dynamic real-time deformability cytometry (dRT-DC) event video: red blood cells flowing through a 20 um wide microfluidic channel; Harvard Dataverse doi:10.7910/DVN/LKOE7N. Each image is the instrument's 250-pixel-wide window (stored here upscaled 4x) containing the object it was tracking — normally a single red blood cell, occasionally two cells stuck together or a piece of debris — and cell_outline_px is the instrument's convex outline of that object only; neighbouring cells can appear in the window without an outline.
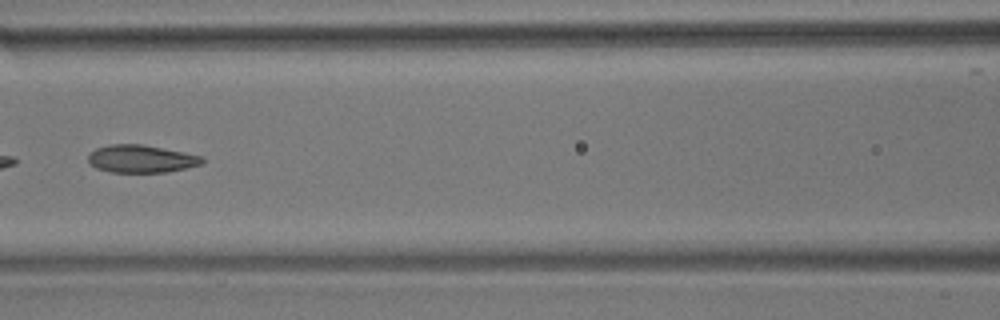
{"species": "common noctule bat (a hibernating species)", "species_latin": "Nyctalus noctula", "temperature_condition": "room temperature", "stored_images_in_passage": 12, "camera_frame_rate_fps": 3000, "um_per_image_px": 0.085, "animal": {"sex": "male", "body_mass_g": 17.9}, "frame": {"image": 1, "passage_image": 7, "time_ms": 7.667, "image_size_px": [1000, 320], "cell_outline_px": [[204, 164], [168, 172], [112, 172], [96, 168], [88, 160], [88, 156], [96, 148], [112, 144], [140, 144], [184, 152], [204, 156]], "centroid_in_image_um": [12.05, 13.5], "position_along_channel_um": 154.5, "area_um2": 18.32}}
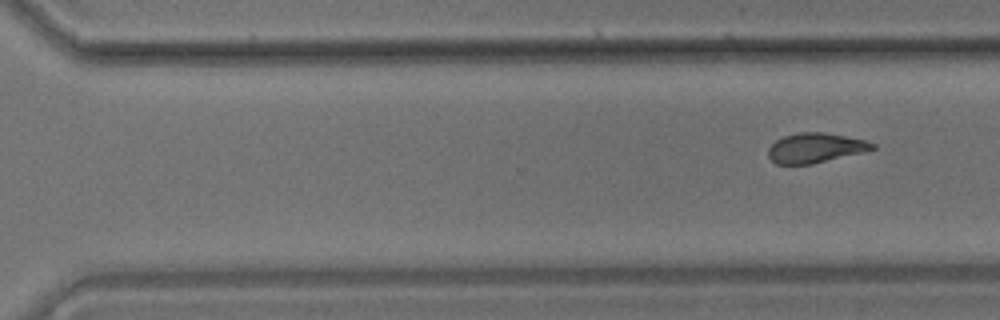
{"frame": {"image": 2, "passage_image": 12, "time_ms": 14.333, "image_size_px": [1000, 320], "cell_outline_px": [[876, 148], [864, 152], [812, 164], [776, 164], [768, 156], [768, 148], [776, 140], [784, 136], [800, 132], [824, 132], [864, 140], [876, 144]], "centroid_in_image_um": [69.3, 12.57], "position_along_channel_um": 301.3, "area_um2": 17.98}}